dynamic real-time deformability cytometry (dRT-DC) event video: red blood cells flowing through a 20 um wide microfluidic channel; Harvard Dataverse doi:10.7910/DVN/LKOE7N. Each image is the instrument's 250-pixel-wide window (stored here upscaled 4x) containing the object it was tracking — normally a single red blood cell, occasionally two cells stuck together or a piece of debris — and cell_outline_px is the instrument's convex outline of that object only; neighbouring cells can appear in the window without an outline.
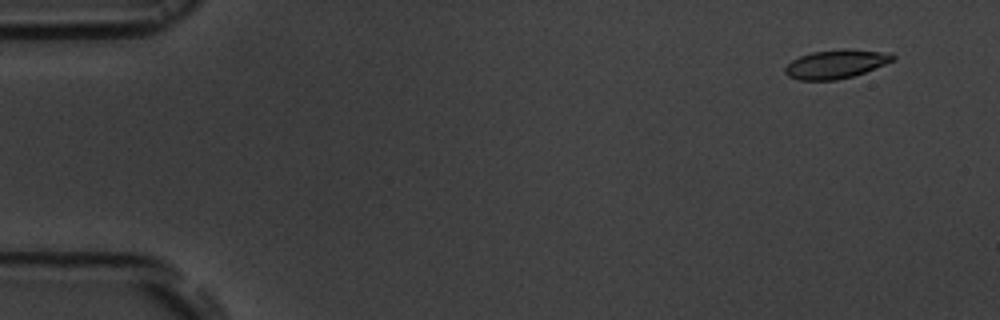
{"species": "common noctule bat (a hibernating species)", "species_latin": "Nyctalus noctula", "temperature_condition": "room temperature", "stored_images_in_passage": 17, "camera_frame_rate_fps": 3000, "um_per_image_px": 0.085, "animal": {"sex": "male", "body_mass_g": 19.5, "forearm_length_mm": 54.6}, "frame": {"image": 1, "passage_image": 2, "time_ms": 1.0, "image_size_px": [1000, 320], "cell_outline_px": [[896, 56], [892, 60], [884, 64], [864, 72], [852, 76], [836, 80], [800, 80], [788, 76], [784, 72], [784, 68], [792, 60], [800, 56], [812, 52], [844, 48], [892, 52]], "centroid_in_image_um": [71.05, 5.43], "position_along_channel_um": 13.9, "area_um2": 18.03}}
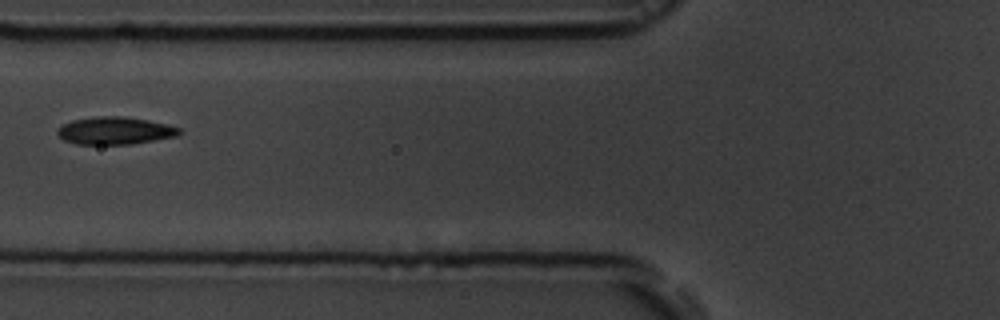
{"frame": {"image": 2, "passage_image": 7, "time_ms": 7.0, "image_size_px": [1000, 320], "cell_outline_px": [[180, 132], [176, 136], [132, 144], [76, 144], [64, 140], [56, 132], [56, 128], [72, 120], [96, 116], [124, 116], [148, 120], [168, 124], [180, 128]], "centroid_in_image_um": [9.75, 11.1], "position_along_channel_um": 116.1, "area_um2": 19.54}}
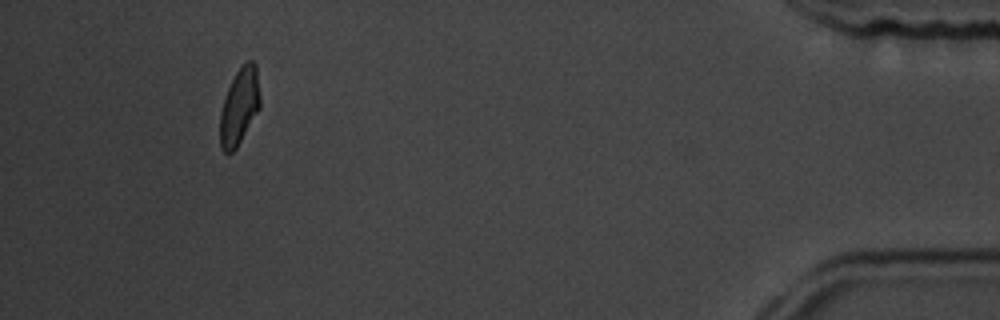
{"frame": {"image": 3, "passage_image": 16, "time_ms": 17.0, "image_size_px": [1000, 320], "cell_outline_px": [[260, 108], [236, 148], [228, 156], [220, 148], [220, 112], [228, 88], [236, 72], [248, 60], [252, 60], [256, 64], [260, 96]], "centroid_in_image_um": [20.35, 9.08], "position_along_channel_um": 414.9, "area_um2": 17.8}, "authors_computed_cell_mechanics": {"area_um2": 18.4382, "velocity_mm_per_s": 3.6541, "shape_relaxation_time_tau1_ms": 5.8806, "shape_relaxation_time_tau2_ms": 1.2436, "deformation_change_tau1": 0.1376, "deformation_change_tau2": 0.0551}}